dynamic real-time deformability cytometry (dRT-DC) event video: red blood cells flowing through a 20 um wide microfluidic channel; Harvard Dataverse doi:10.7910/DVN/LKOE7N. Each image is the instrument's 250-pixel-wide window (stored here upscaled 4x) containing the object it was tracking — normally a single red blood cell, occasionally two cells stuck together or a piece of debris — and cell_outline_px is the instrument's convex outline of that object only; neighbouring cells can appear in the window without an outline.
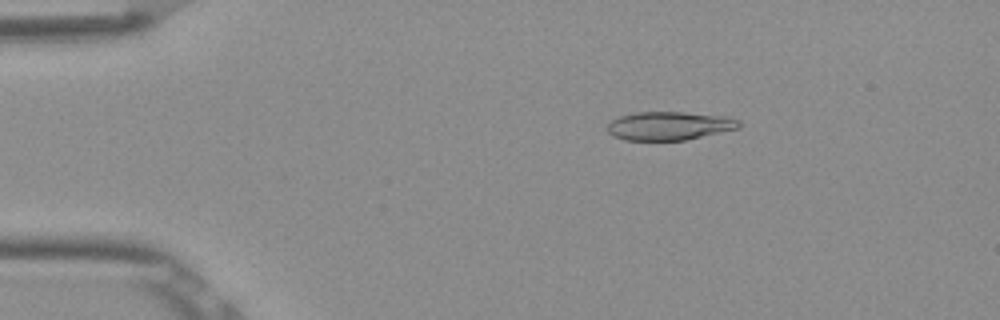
{"species": "Egyptian fruit bat (a non-hibernating species)", "species_latin": "Rousettus aegyptiacus", "temperature_condition": "room temperature", "stored_images_in_passage": 4, "camera_frame_rate_fps": 3000, "um_per_image_px": 0.085, "frame": {"image": 1, "passage_image": 3, "time_ms": 0.667, "image_size_px": [1000, 320], "cell_outline_px": [[740, 128], [684, 140], [624, 140], [612, 136], [608, 132], [608, 124], [612, 120], [620, 116], [636, 112], [684, 112], [728, 116], [740, 120]], "centroid_in_image_um": [56.9, 10.69], "position_along_channel_um": 28.1, "area_um2": 21.91}}